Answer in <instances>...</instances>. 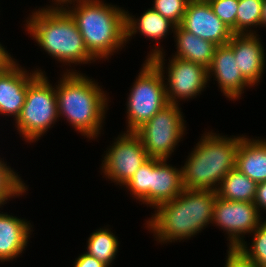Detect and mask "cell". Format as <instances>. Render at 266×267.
<instances>
[{"mask_svg": "<svg viewBox=\"0 0 266 267\" xmlns=\"http://www.w3.org/2000/svg\"><path fill=\"white\" fill-rule=\"evenodd\" d=\"M216 197L212 190L184 188L176 198L158 205L145 227L161 244L189 240L212 224Z\"/></svg>", "mask_w": 266, "mask_h": 267, "instance_id": "6da1fadb", "label": "cell"}, {"mask_svg": "<svg viewBox=\"0 0 266 267\" xmlns=\"http://www.w3.org/2000/svg\"><path fill=\"white\" fill-rule=\"evenodd\" d=\"M56 86L59 117L82 136L95 139L101 134L108 98L95 80L73 68L63 72Z\"/></svg>", "mask_w": 266, "mask_h": 267, "instance_id": "7a4b0ae2", "label": "cell"}, {"mask_svg": "<svg viewBox=\"0 0 266 267\" xmlns=\"http://www.w3.org/2000/svg\"><path fill=\"white\" fill-rule=\"evenodd\" d=\"M72 5L65 10L75 20L85 47L96 60L108 59L126 44L124 9L102 0H82Z\"/></svg>", "mask_w": 266, "mask_h": 267, "instance_id": "3957f363", "label": "cell"}, {"mask_svg": "<svg viewBox=\"0 0 266 267\" xmlns=\"http://www.w3.org/2000/svg\"><path fill=\"white\" fill-rule=\"evenodd\" d=\"M27 19L28 34L55 60L70 67L71 64L96 62L85 47L75 20L66 10L38 8Z\"/></svg>", "mask_w": 266, "mask_h": 267, "instance_id": "277c9868", "label": "cell"}, {"mask_svg": "<svg viewBox=\"0 0 266 267\" xmlns=\"http://www.w3.org/2000/svg\"><path fill=\"white\" fill-rule=\"evenodd\" d=\"M241 136H221L206 132L181 166L185 189L217 192L222 179L236 168V154Z\"/></svg>", "mask_w": 266, "mask_h": 267, "instance_id": "5b68a950", "label": "cell"}, {"mask_svg": "<svg viewBox=\"0 0 266 267\" xmlns=\"http://www.w3.org/2000/svg\"><path fill=\"white\" fill-rule=\"evenodd\" d=\"M49 82L44 73H39L28 84L25 103L15 121L18 132L30 144L59 119L56 87Z\"/></svg>", "mask_w": 266, "mask_h": 267, "instance_id": "8992f818", "label": "cell"}, {"mask_svg": "<svg viewBox=\"0 0 266 267\" xmlns=\"http://www.w3.org/2000/svg\"><path fill=\"white\" fill-rule=\"evenodd\" d=\"M127 98V132H135L168 104L160 69L145 60Z\"/></svg>", "mask_w": 266, "mask_h": 267, "instance_id": "52a82bcc", "label": "cell"}, {"mask_svg": "<svg viewBox=\"0 0 266 267\" xmlns=\"http://www.w3.org/2000/svg\"><path fill=\"white\" fill-rule=\"evenodd\" d=\"M160 45L154 47L147 55L146 60H151L162 72L165 81L166 98L168 103L178 104L181 100L196 98L201 91H204L208 79V69L203 65L181 58L172 57L169 60L165 72V52ZM168 75L167 78L164 75ZM179 99V100H178Z\"/></svg>", "mask_w": 266, "mask_h": 267, "instance_id": "ba28073f", "label": "cell"}, {"mask_svg": "<svg viewBox=\"0 0 266 267\" xmlns=\"http://www.w3.org/2000/svg\"><path fill=\"white\" fill-rule=\"evenodd\" d=\"M179 105L168 103L135 131L149 157L168 159L185 136L186 121Z\"/></svg>", "mask_w": 266, "mask_h": 267, "instance_id": "9c48e42d", "label": "cell"}, {"mask_svg": "<svg viewBox=\"0 0 266 267\" xmlns=\"http://www.w3.org/2000/svg\"><path fill=\"white\" fill-rule=\"evenodd\" d=\"M107 148L102 172L110 181L124 186L150 157L135 132H123Z\"/></svg>", "mask_w": 266, "mask_h": 267, "instance_id": "30bf717a", "label": "cell"}, {"mask_svg": "<svg viewBox=\"0 0 266 267\" xmlns=\"http://www.w3.org/2000/svg\"><path fill=\"white\" fill-rule=\"evenodd\" d=\"M261 214L254 203L230 201L216 197L214 201L213 222L227 233L229 248H238L260 224Z\"/></svg>", "mask_w": 266, "mask_h": 267, "instance_id": "8fae6325", "label": "cell"}, {"mask_svg": "<svg viewBox=\"0 0 266 267\" xmlns=\"http://www.w3.org/2000/svg\"><path fill=\"white\" fill-rule=\"evenodd\" d=\"M180 26L217 46L226 45L233 36L232 30L213 12L207 0H190Z\"/></svg>", "mask_w": 266, "mask_h": 267, "instance_id": "7c38bea8", "label": "cell"}, {"mask_svg": "<svg viewBox=\"0 0 266 267\" xmlns=\"http://www.w3.org/2000/svg\"><path fill=\"white\" fill-rule=\"evenodd\" d=\"M15 61L3 73H0V115L19 117L25 103L28 84L39 74L41 69L27 72Z\"/></svg>", "mask_w": 266, "mask_h": 267, "instance_id": "4fadbf2b", "label": "cell"}, {"mask_svg": "<svg viewBox=\"0 0 266 267\" xmlns=\"http://www.w3.org/2000/svg\"><path fill=\"white\" fill-rule=\"evenodd\" d=\"M214 76L221 92L231 100H238L246 87H253L241 74L233 50L226 44L216 47L208 79Z\"/></svg>", "mask_w": 266, "mask_h": 267, "instance_id": "5bb4252c", "label": "cell"}, {"mask_svg": "<svg viewBox=\"0 0 266 267\" xmlns=\"http://www.w3.org/2000/svg\"><path fill=\"white\" fill-rule=\"evenodd\" d=\"M258 34H233L227 45L233 50L243 77L258 85L265 69L266 53ZM260 39V40H259Z\"/></svg>", "mask_w": 266, "mask_h": 267, "instance_id": "9a60e30c", "label": "cell"}, {"mask_svg": "<svg viewBox=\"0 0 266 267\" xmlns=\"http://www.w3.org/2000/svg\"><path fill=\"white\" fill-rule=\"evenodd\" d=\"M31 223L24 218L0 213V262L18 258L27 247Z\"/></svg>", "mask_w": 266, "mask_h": 267, "instance_id": "2e32d148", "label": "cell"}, {"mask_svg": "<svg viewBox=\"0 0 266 267\" xmlns=\"http://www.w3.org/2000/svg\"><path fill=\"white\" fill-rule=\"evenodd\" d=\"M184 190L181 168L167 164V159L152 158L151 207L171 201Z\"/></svg>", "mask_w": 266, "mask_h": 267, "instance_id": "e0dca14e", "label": "cell"}, {"mask_svg": "<svg viewBox=\"0 0 266 267\" xmlns=\"http://www.w3.org/2000/svg\"><path fill=\"white\" fill-rule=\"evenodd\" d=\"M236 168L256 183L266 181V139H249L241 135Z\"/></svg>", "mask_w": 266, "mask_h": 267, "instance_id": "ac0fdd59", "label": "cell"}, {"mask_svg": "<svg viewBox=\"0 0 266 267\" xmlns=\"http://www.w3.org/2000/svg\"><path fill=\"white\" fill-rule=\"evenodd\" d=\"M125 12L126 44L137 32L147 39H153L152 41H160L167 37L169 32L175 31L176 25L152 8L144 11L139 19L131 15L128 10Z\"/></svg>", "mask_w": 266, "mask_h": 267, "instance_id": "d6986e66", "label": "cell"}, {"mask_svg": "<svg viewBox=\"0 0 266 267\" xmlns=\"http://www.w3.org/2000/svg\"><path fill=\"white\" fill-rule=\"evenodd\" d=\"M176 42V58L185 59L203 65L207 69L211 66L217 45L184 30L180 25L173 32Z\"/></svg>", "mask_w": 266, "mask_h": 267, "instance_id": "ffe728a7", "label": "cell"}, {"mask_svg": "<svg viewBox=\"0 0 266 267\" xmlns=\"http://www.w3.org/2000/svg\"><path fill=\"white\" fill-rule=\"evenodd\" d=\"M257 183L237 168L231 170L217 189V196L230 201L254 202Z\"/></svg>", "mask_w": 266, "mask_h": 267, "instance_id": "44dd1931", "label": "cell"}, {"mask_svg": "<svg viewBox=\"0 0 266 267\" xmlns=\"http://www.w3.org/2000/svg\"><path fill=\"white\" fill-rule=\"evenodd\" d=\"M87 243L85 253L95 257L108 267L112 265L111 263L118 253L119 241L109 228L96 229V232L91 233Z\"/></svg>", "mask_w": 266, "mask_h": 267, "instance_id": "7402d4cb", "label": "cell"}, {"mask_svg": "<svg viewBox=\"0 0 266 267\" xmlns=\"http://www.w3.org/2000/svg\"><path fill=\"white\" fill-rule=\"evenodd\" d=\"M263 1L264 0H239L236 14V34L257 33L252 28L261 26Z\"/></svg>", "mask_w": 266, "mask_h": 267, "instance_id": "603a6c76", "label": "cell"}, {"mask_svg": "<svg viewBox=\"0 0 266 267\" xmlns=\"http://www.w3.org/2000/svg\"><path fill=\"white\" fill-rule=\"evenodd\" d=\"M152 158L150 157L124 185L132 197L151 207Z\"/></svg>", "mask_w": 266, "mask_h": 267, "instance_id": "cb8c5ba5", "label": "cell"}, {"mask_svg": "<svg viewBox=\"0 0 266 267\" xmlns=\"http://www.w3.org/2000/svg\"><path fill=\"white\" fill-rule=\"evenodd\" d=\"M18 173L0 158V203L5 205L13 197L22 196L28 187Z\"/></svg>", "mask_w": 266, "mask_h": 267, "instance_id": "d4e9b609", "label": "cell"}, {"mask_svg": "<svg viewBox=\"0 0 266 267\" xmlns=\"http://www.w3.org/2000/svg\"><path fill=\"white\" fill-rule=\"evenodd\" d=\"M252 233L253 241L250 248L244 241L238 249L257 267H266V220H261L259 226Z\"/></svg>", "mask_w": 266, "mask_h": 267, "instance_id": "484cf974", "label": "cell"}, {"mask_svg": "<svg viewBox=\"0 0 266 267\" xmlns=\"http://www.w3.org/2000/svg\"><path fill=\"white\" fill-rule=\"evenodd\" d=\"M189 1L190 0H154L152 9L173 22L176 26H179L182 23Z\"/></svg>", "mask_w": 266, "mask_h": 267, "instance_id": "4316f807", "label": "cell"}, {"mask_svg": "<svg viewBox=\"0 0 266 267\" xmlns=\"http://www.w3.org/2000/svg\"><path fill=\"white\" fill-rule=\"evenodd\" d=\"M213 12L236 34V14L239 0H207Z\"/></svg>", "mask_w": 266, "mask_h": 267, "instance_id": "83f0119b", "label": "cell"}, {"mask_svg": "<svg viewBox=\"0 0 266 267\" xmlns=\"http://www.w3.org/2000/svg\"><path fill=\"white\" fill-rule=\"evenodd\" d=\"M226 264L224 267H257L238 248H228Z\"/></svg>", "mask_w": 266, "mask_h": 267, "instance_id": "f1b7e54d", "label": "cell"}, {"mask_svg": "<svg viewBox=\"0 0 266 267\" xmlns=\"http://www.w3.org/2000/svg\"><path fill=\"white\" fill-rule=\"evenodd\" d=\"M73 267H108L103 262L97 260L95 257L88 255L87 253H82L75 259Z\"/></svg>", "mask_w": 266, "mask_h": 267, "instance_id": "f546056e", "label": "cell"}, {"mask_svg": "<svg viewBox=\"0 0 266 267\" xmlns=\"http://www.w3.org/2000/svg\"><path fill=\"white\" fill-rule=\"evenodd\" d=\"M255 206L260 213L261 210H266V181L257 183L256 186V196L254 199Z\"/></svg>", "mask_w": 266, "mask_h": 267, "instance_id": "4dcf8cb0", "label": "cell"}, {"mask_svg": "<svg viewBox=\"0 0 266 267\" xmlns=\"http://www.w3.org/2000/svg\"><path fill=\"white\" fill-rule=\"evenodd\" d=\"M16 60L0 43V73H3L9 66H11Z\"/></svg>", "mask_w": 266, "mask_h": 267, "instance_id": "1f68e13d", "label": "cell"}, {"mask_svg": "<svg viewBox=\"0 0 266 267\" xmlns=\"http://www.w3.org/2000/svg\"><path fill=\"white\" fill-rule=\"evenodd\" d=\"M79 1H82V0H52V2H54L53 3L54 6L50 5V6H46L47 8L45 7V8H41V9L65 10V8L69 6V4L70 5L71 4H75V3L79 2Z\"/></svg>", "mask_w": 266, "mask_h": 267, "instance_id": "d6a6232c", "label": "cell"}, {"mask_svg": "<svg viewBox=\"0 0 266 267\" xmlns=\"http://www.w3.org/2000/svg\"><path fill=\"white\" fill-rule=\"evenodd\" d=\"M266 27V0L263 1L262 5V16H261V27Z\"/></svg>", "mask_w": 266, "mask_h": 267, "instance_id": "836d02e7", "label": "cell"}]
</instances>
